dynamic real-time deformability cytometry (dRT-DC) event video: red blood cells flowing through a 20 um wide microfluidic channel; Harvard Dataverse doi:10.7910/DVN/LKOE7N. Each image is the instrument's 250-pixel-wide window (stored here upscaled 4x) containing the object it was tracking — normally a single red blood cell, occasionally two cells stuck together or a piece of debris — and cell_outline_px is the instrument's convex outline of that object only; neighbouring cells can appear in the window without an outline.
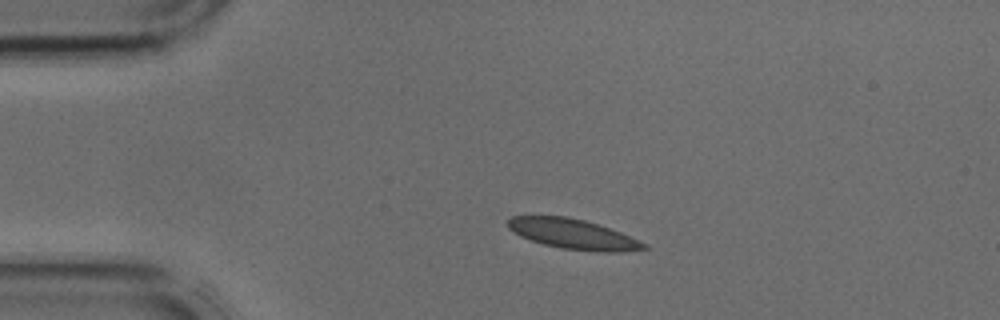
{"species": "common noctule bat (a hibernating species)", "species_latin": "Nyctalus noctula", "temperature_condition": "cold", "stored_images_in_passage": 34, "camera_frame_rate_fps": 3000, "um_per_image_px": 0.085, "animal": {"sex": "male", "body_mass_g": 17.9, "forearm_length_mm": 54.2}, "frame": {"image": 1, "passage_image": 1, "time_ms": 0.0, "image_size_px": [1000, 320], "cell_outline_px": [[648, 248], [620, 252], [600, 252], [560, 248], [544, 244], [520, 236], [508, 228], [508, 220], [512, 216], [564, 216], [584, 220], [620, 232], [648, 244]], "centroid_in_image_um": [48.71, 19.9], "position_along_channel_um": 36.3, "area_um2": 23.52}}
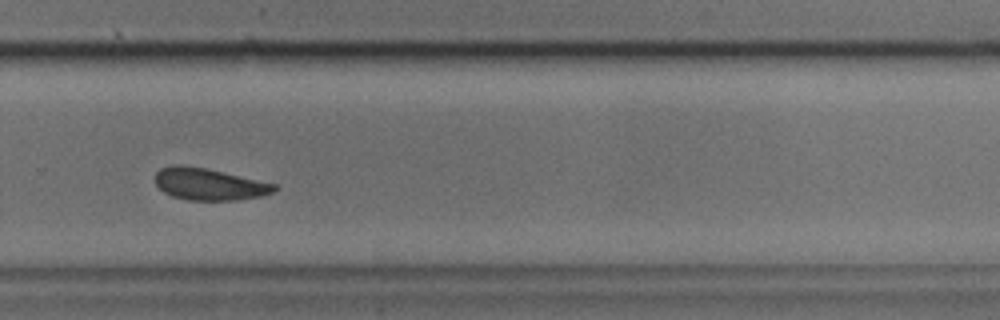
{"frame": {"image": 2, "passage_image": 21, "time_ms": 6.667, "image_size_px": [1000, 320], "cell_outline_px": [[280, 188], [272, 192], [260, 196], [236, 200], [188, 200], [172, 196], [164, 192], [156, 184], [156, 172], [160, 168], [172, 164], [180, 164], [204, 168], [276, 184]], "centroid_in_image_um": [17.75, 15.65], "position_along_channel_um": 312.0, "area_um2": 21.96}}
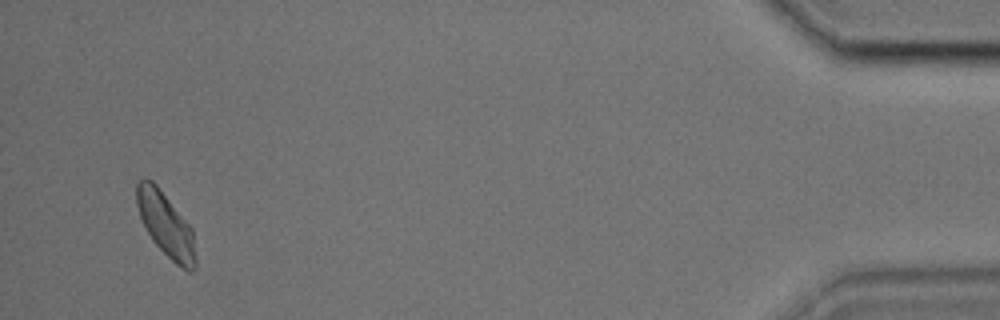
{"frame": {"image": 3, "passage_image": 33, "time_ms": 10.667, "image_size_px": [1000, 320], "cell_outline_px": [[196, 268], [192, 272], [188, 272], [176, 264], [152, 240], [140, 216], [136, 204], [136, 184], [144, 176], [152, 180], [156, 184], [192, 228], [196, 256]], "centroid_in_image_um": [14.1, 19.1], "position_along_channel_um": 421.1, "area_um2": 21.91}}